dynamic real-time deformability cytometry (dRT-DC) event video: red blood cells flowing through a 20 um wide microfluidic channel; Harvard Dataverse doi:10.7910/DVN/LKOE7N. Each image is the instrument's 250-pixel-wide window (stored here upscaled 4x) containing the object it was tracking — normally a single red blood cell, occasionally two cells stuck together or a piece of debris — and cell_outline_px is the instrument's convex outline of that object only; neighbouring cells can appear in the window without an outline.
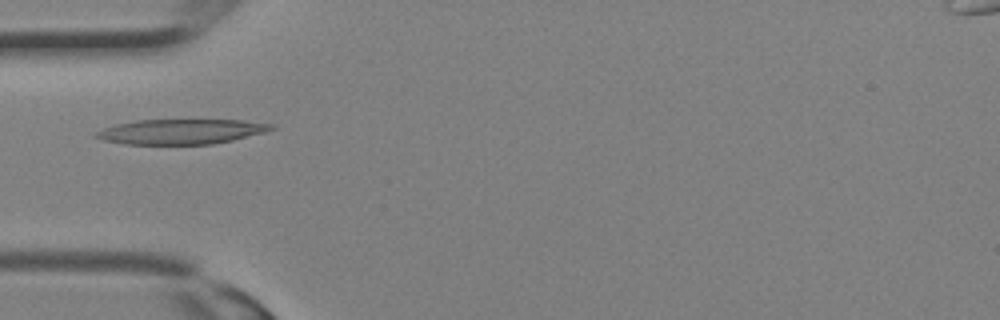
{"species": "Egyptian fruit bat (a non-hibernating species)", "species_latin": "Rousettus aegyptiacus", "temperature_condition": "room temperature", "stored_images_in_passage": 9, "camera_frame_rate_fps": 3000, "um_per_image_px": 0.085, "animal": {"sex": "female"}, "frame": {"image": 1, "passage_image": 2, "time_ms": 0.333, "image_size_px": [1000, 320], "cell_outline_px": [[276, 128], [264, 132], [232, 140], [212, 144], [124, 144], [104, 140], [92, 136], [96, 132], [104, 128], [116, 124], [136, 120], [244, 120], [272, 124]], "centroid_in_image_um": [15.37, 11.18], "position_along_channel_um": 69.6, "area_um2": 25.37}}
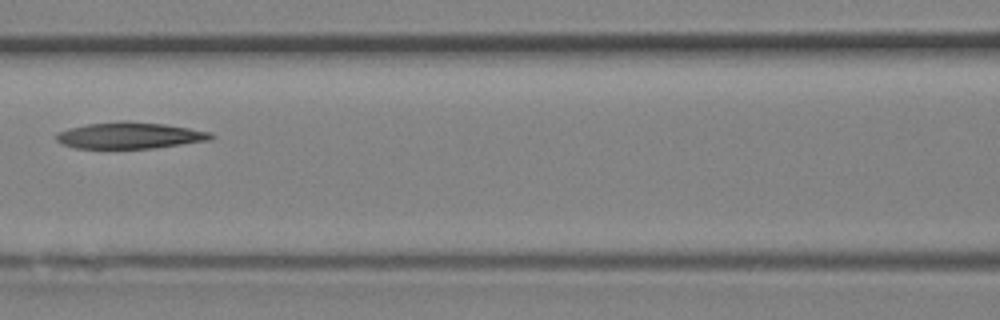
{"frame": {"image": 2, "passage_image": 6, "time_ms": 1.667, "image_size_px": [1000, 320], "cell_outline_px": [[216, 136], [208, 140], [152, 148], [76, 148], [60, 144], [56, 140], [56, 132], [88, 124], [120, 120], [124, 120], [164, 124], [212, 132]], "centroid_in_image_um": [11.0, 11.51], "position_along_channel_um": 155.6, "area_um2": 23.7}}
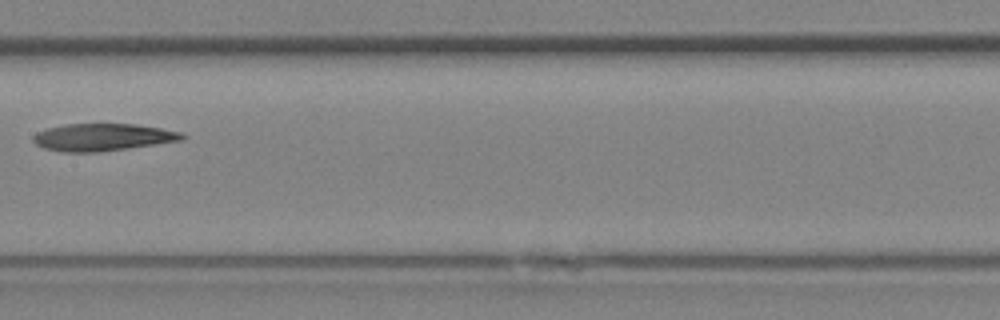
{"frame": {"image": 3, "passage_image": 8, "time_ms": 2.333, "image_size_px": [1000, 320], "cell_outline_px": [[188, 136], [184, 140], [128, 148], [96, 152], [60, 152], [44, 148], [36, 144], [32, 140], [32, 136], [36, 132], [48, 128], [64, 124], [136, 124], [184, 132]], "centroid_in_image_um": [8.75, 11.66], "position_along_channel_um": 198.7, "area_um2": 23.87}}